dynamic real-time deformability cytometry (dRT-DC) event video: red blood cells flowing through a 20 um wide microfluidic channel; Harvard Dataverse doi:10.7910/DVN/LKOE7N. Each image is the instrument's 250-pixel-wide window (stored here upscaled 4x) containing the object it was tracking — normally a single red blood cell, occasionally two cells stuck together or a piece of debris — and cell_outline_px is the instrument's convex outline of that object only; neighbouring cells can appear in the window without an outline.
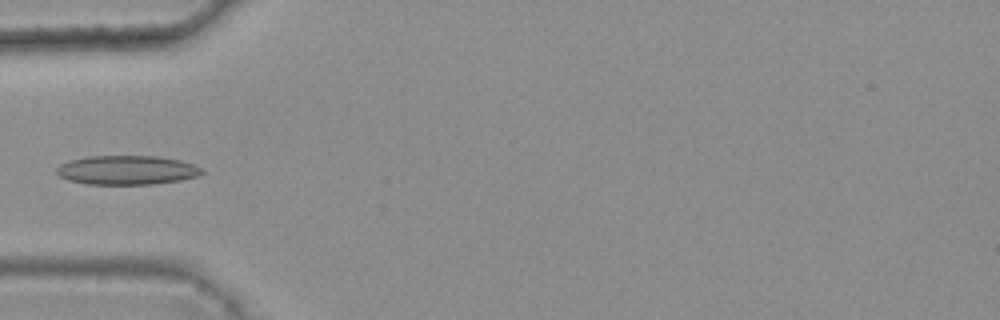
{"species": "common noctule bat (a hibernating species)", "species_latin": "Nyctalus noctula", "temperature_condition": "warm", "stored_images_in_passage": 6, "camera_frame_rate_fps": 3000, "um_per_image_px": 0.085, "animal": {"sex": "female", "body_mass_g": 25.1}, "frame": {"image": 1, "passage_image": 5, "time_ms": 1.333, "image_size_px": [1000, 320], "cell_outline_px": [[204, 172], [196, 176], [180, 180], [152, 184], [84, 184], [68, 180], [60, 176], [56, 172], [56, 168], [60, 164], [68, 160], [88, 156], [160, 156], [180, 160], [192, 164], [200, 168]], "centroid_in_image_um": [10.74, 14.45], "position_along_channel_um": 74.3, "area_um2": 24.68}}
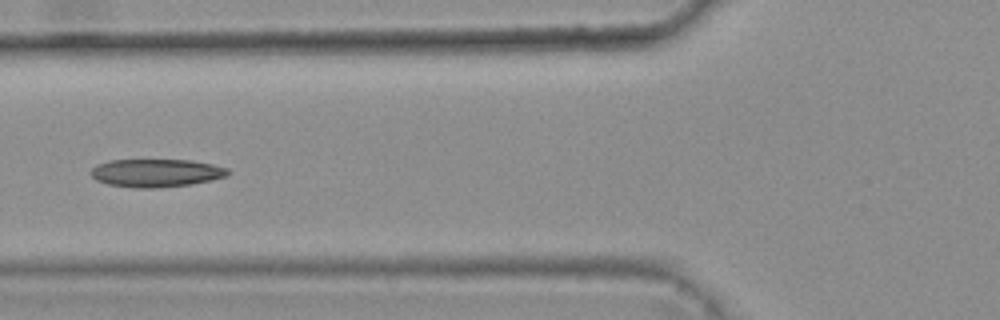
{"frame": {"image": 2, "passage_image": 6, "time_ms": 1.667, "image_size_px": [1000, 320], "cell_outline_px": [[232, 172], [224, 176], [212, 180], [192, 184], [160, 188], [136, 188], [108, 184], [96, 180], [92, 176], [92, 168], [96, 164], [108, 160], [192, 160], [212, 164], [228, 168]], "centroid_in_image_um": [13.29, 14.7], "position_along_channel_um": 112.5, "area_um2": 22.48}}